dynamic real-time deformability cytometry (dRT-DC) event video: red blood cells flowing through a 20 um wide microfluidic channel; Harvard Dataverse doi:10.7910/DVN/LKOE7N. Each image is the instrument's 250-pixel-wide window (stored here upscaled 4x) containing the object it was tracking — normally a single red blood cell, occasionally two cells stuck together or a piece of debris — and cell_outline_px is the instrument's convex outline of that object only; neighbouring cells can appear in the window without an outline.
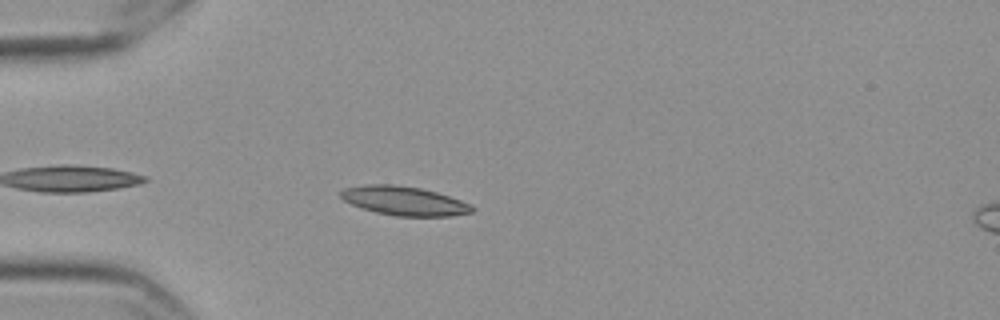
{"species": "Egyptian fruit bat (a non-hibernating species)", "species_latin": "Rousettus aegyptiacus", "temperature_condition": "cold", "stored_images_in_passage": 36, "camera_frame_rate_fps": 3000, "um_per_image_px": 0.085, "frame": {"image": 1, "passage_image": 3, "time_ms": 0.667, "image_size_px": [1000, 320], "cell_outline_px": [[476, 208], [472, 212], [452, 216], [396, 216], [376, 212], [360, 208], [344, 200], [340, 196], [340, 192], [344, 188], [364, 184], [396, 184], [420, 188], [436, 192], [472, 204]], "centroid_in_image_um": [34.35, 17.07], "position_along_channel_um": 50.6, "area_um2": 22.31}}
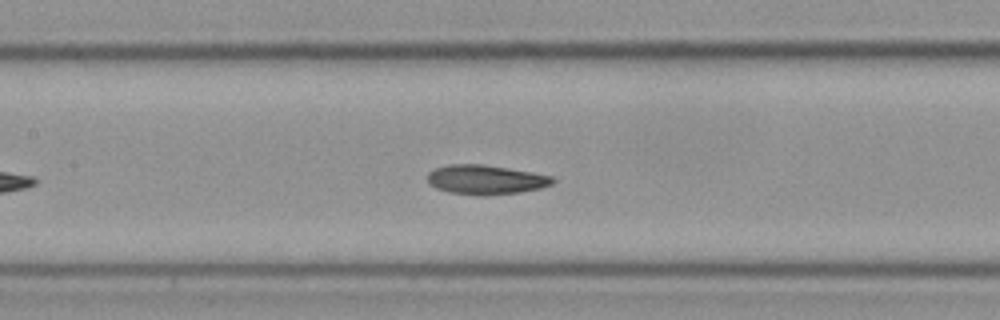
{"frame": {"image": 2, "passage_image": 14, "time_ms": 4.333, "image_size_px": [1000, 320], "cell_outline_px": [[556, 180], [552, 184], [540, 188], [520, 192], [484, 196], [476, 196], [448, 192], [436, 188], [428, 184], [428, 172], [436, 168], [448, 164], [484, 164], [532, 172], [552, 176]], "centroid_in_image_um": [41.27, 15.28], "position_along_channel_um": 166.1, "area_um2": 21.68}}
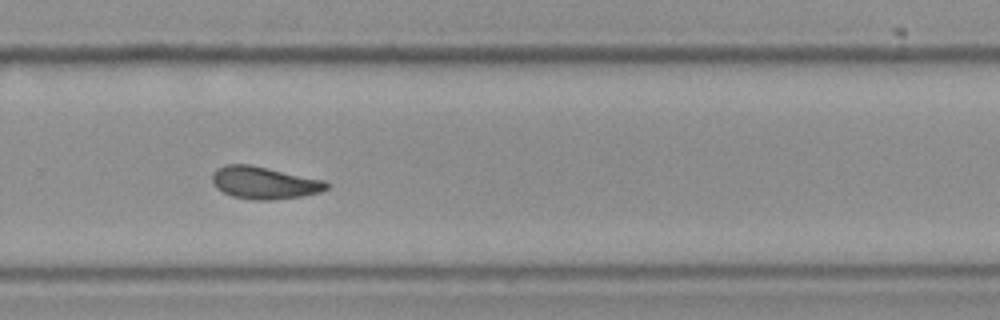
{"frame": {"image": 3, "passage_image": 26, "time_ms": 8.333, "image_size_px": [1000, 320], "cell_outline_px": [[328, 188], [320, 192], [304, 196], [272, 200], [252, 200], [232, 196], [216, 188], [212, 184], [212, 172], [216, 168], [228, 164], [248, 164], [324, 180], [328, 184]], "centroid_in_image_um": [22.43, 15.54], "position_along_channel_um": 307.4, "area_um2": 21.56}, "authors_computed_cell_mechanics": {"area_um2": 21.386, "velocity_mm_per_s": 3.5421, "shape_relaxation_time_tau1_ms": 6.2702, "shape_relaxation_time_tau2_ms": 6.3645, "deformation_change_tau1": 0.1368, "deformation_change_tau2": 0.1323}}